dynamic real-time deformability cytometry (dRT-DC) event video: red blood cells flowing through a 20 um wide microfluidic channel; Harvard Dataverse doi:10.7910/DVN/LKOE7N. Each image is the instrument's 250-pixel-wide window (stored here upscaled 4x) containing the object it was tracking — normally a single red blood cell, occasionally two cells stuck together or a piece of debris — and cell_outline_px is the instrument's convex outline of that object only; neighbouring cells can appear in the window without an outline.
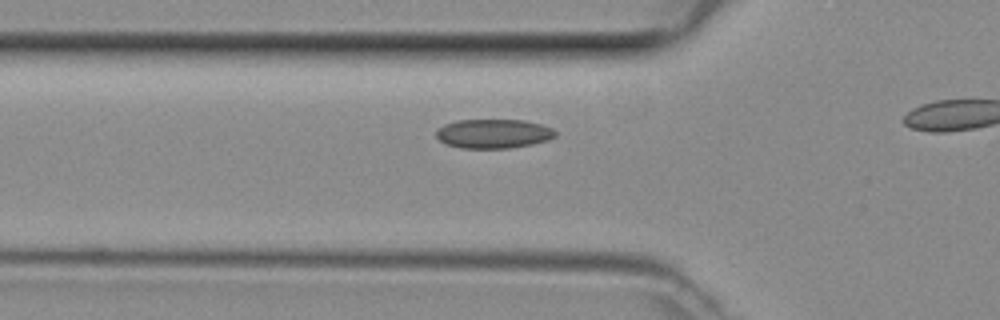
{"species": "common noctule bat (a hibernating species)", "species_latin": "Nyctalus noctula", "temperature_condition": "room temperature", "stored_images_in_passage": 27, "camera_frame_rate_fps": 3000, "um_per_image_px": 0.085, "animal": {"sex": "female", "body_mass_g": 29.2, "forearm_length_mm": 56.3}, "frame": {"image": 1, "passage_image": 14, "time_ms": 4.333, "image_size_px": [1000, 320], "cell_outline_px": [[556, 136], [548, 140], [532, 144], [508, 148], [460, 148], [448, 144], [440, 140], [436, 136], [436, 128], [444, 124], [456, 120], [524, 120], [540, 124], [552, 128], [556, 132]], "centroid_in_image_um": [41.93, 11.35], "position_along_channel_um": 83.9, "area_um2": 20.29}}
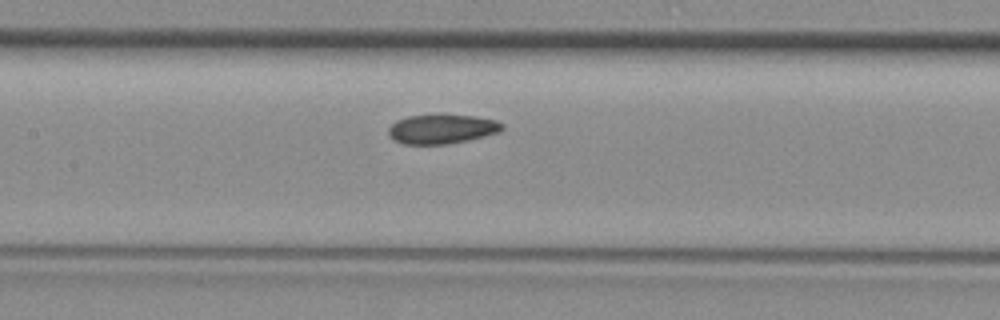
{"frame": {"image": 2, "passage_image": 20, "time_ms": 6.333, "image_size_px": [1000, 320], "cell_outline_px": [[504, 128], [500, 132], [468, 140], [448, 144], [404, 144], [392, 140], [388, 136], [388, 128], [396, 120], [408, 116], [476, 116], [496, 120], [504, 124]], "centroid_in_image_um": [37.55, 10.99], "position_along_channel_um": 169.9, "area_um2": 19.31}}
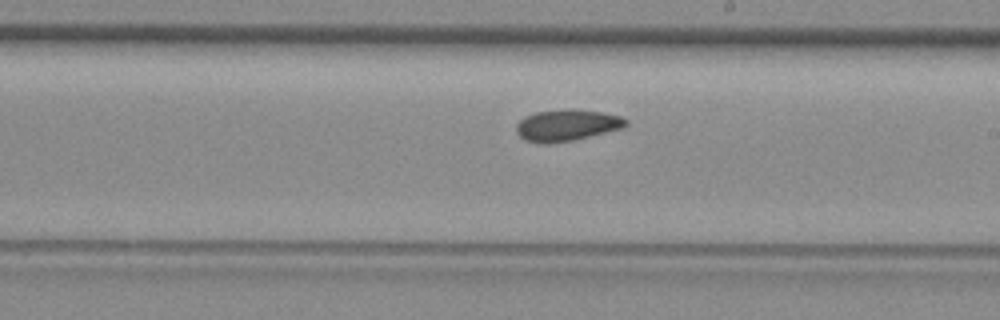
{"frame": {"image": 3, "passage_image": 25, "time_ms": 8.0, "image_size_px": [1000, 320], "cell_outline_px": [[628, 124], [624, 128], [572, 140], [544, 144], [524, 140], [516, 132], [516, 124], [524, 116], [536, 112], [600, 112], [620, 116], [628, 120]], "centroid_in_image_um": [48.16, 10.7], "position_along_channel_um": 240.8, "area_um2": 19.19}}